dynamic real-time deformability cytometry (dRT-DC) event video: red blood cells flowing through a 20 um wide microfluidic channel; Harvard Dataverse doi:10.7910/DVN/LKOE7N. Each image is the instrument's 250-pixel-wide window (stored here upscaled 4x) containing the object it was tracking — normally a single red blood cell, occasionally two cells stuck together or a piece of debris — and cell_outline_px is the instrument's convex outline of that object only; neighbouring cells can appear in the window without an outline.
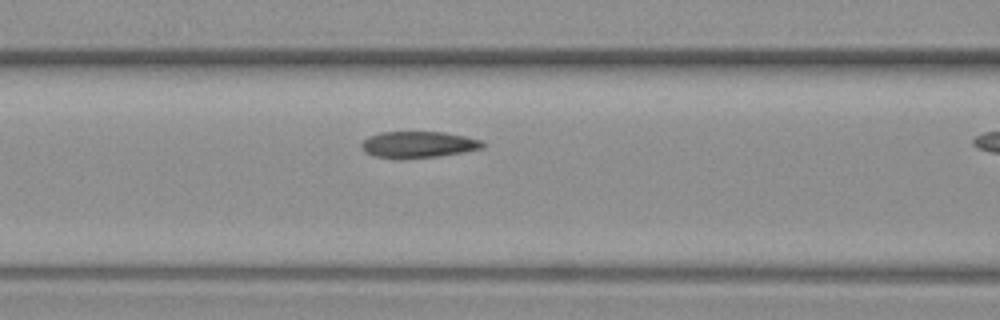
{"species": "common noctule bat (a hibernating species)", "species_latin": "Nyctalus noctula", "temperature_condition": "warm", "stored_images_in_passage": 6, "camera_frame_rate_fps": 3000, "um_per_image_px": 0.085, "animal": {"sex": "female", "body_mass_g": 19.3, "forearm_length_mm": 54.1}, "frame": {"image": 1, "passage_image": 5, "time_ms": 6.0, "image_size_px": [1000, 320], "cell_outline_px": [[484, 148], [436, 156], [396, 160], [376, 156], [364, 152], [360, 144], [368, 136], [380, 132], [444, 132], [464, 136], [480, 140], [484, 144]], "centroid_in_image_um": [35.49, 12.29], "position_along_channel_um": 131.1, "area_um2": 18.67}}